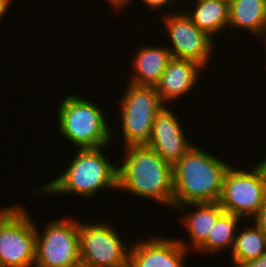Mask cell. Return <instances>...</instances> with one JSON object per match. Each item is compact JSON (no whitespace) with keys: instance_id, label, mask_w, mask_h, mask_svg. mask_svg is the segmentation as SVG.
<instances>
[{"instance_id":"ba28073f","label":"cell","mask_w":266,"mask_h":267,"mask_svg":"<svg viewBox=\"0 0 266 267\" xmlns=\"http://www.w3.org/2000/svg\"><path fill=\"white\" fill-rule=\"evenodd\" d=\"M266 201V183L256 167L249 170L229 166L223 178L220 206L225 212L253 219Z\"/></svg>"},{"instance_id":"484cf974","label":"cell","mask_w":266,"mask_h":267,"mask_svg":"<svg viewBox=\"0 0 266 267\" xmlns=\"http://www.w3.org/2000/svg\"><path fill=\"white\" fill-rule=\"evenodd\" d=\"M116 267H136L134 262L128 257L124 262L118 264Z\"/></svg>"},{"instance_id":"30bf717a","label":"cell","mask_w":266,"mask_h":267,"mask_svg":"<svg viewBox=\"0 0 266 267\" xmlns=\"http://www.w3.org/2000/svg\"><path fill=\"white\" fill-rule=\"evenodd\" d=\"M176 11V12H175ZM172 13V14H171ZM164 14V35L168 32L171 48L167 47L172 58L192 60L205 69L215 51L213 38L199 29L183 11ZM167 31V32H166Z\"/></svg>"},{"instance_id":"4fadbf2b","label":"cell","mask_w":266,"mask_h":267,"mask_svg":"<svg viewBox=\"0 0 266 267\" xmlns=\"http://www.w3.org/2000/svg\"><path fill=\"white\" fill-rule=\"evenodd\" d=\"M202 69L204 67L195 61L172 58L155 86L162 103L167 105L189 94L197 84Z\"/></svg>"},{"instance_id":"44dd1931","label":"cell","mask_w":266,"mask_h":267,"mask_svg":"<svg viewBox=\"0 0 266 267\" xmlns=\"http://www.w3.org/2000/svg\"><path fill=\"white\" fill-rule=\"evenodd\" d=\"M253 218V222L266 234V201Z\"/></svg>"},{"instance_id":"603a6c76","label":"cell","mask_w":266,"mask_h":267,"mask_svg":"<svg viewBox=\"0 0 266 267\" xmlns=\"http://www.w3.org/2000/svg\"><path fill=\"white\" fill-rule=\"evenodd\" d=\"M107 1L110 5H112V8L120 12L122 10V7L125 8L126 6H128L126 4L130 3V1L132 0H107Z\"/></svg>"},{"instance_id":"5bb4252c","label":"cell","mask_w":266,"mask_h":267,"mask_svg":"<svg viewBox=\"0 0 266 267\" xmlns=\"http://www.w3.org/2000/svg\"><path fill=\"white\" fill-rule=\"evenodd\" d=\"M130 64L132 70L128 83L138 86H156L164 73L168 62L172 59L167 47L139 46Z\"/></svg>"},{"instance_id":"7c38bea8","label":"cell","mask_w":266,"mask_h":267,"mask_svg":"<svg viewBox=\"0 0 266 267\" xmlns=\"http://www.w3.org/2000/svg\"><path fill=\"white\" fill-rule=\"evenodd\" d=\"M184 243L179 238L152 235L146 241L133 242L129 257L136 267H186L185 256L190 246Z\"/></svg>"},{"instance_id":"277c9868","label":"cell","mask_w":266,"mask_h":267,"mask_svg":"<svg viewBox=\"0 0 266 267\" xmlns=\"http://www.w3.org/2000/svg\"><path fill=\"white\" fill-rule=\"evenodd\" d=\"M64 98L57 116L60 135L77 148L109 146L113 132L101 106L74 94Z\"/></svg>"},{"instance_id":"e0dca14e","label":"cell","mask_w":266,"mask_h":267,"mask_svg":"<svg viewBox=\"0 0 266 267\" xmlns=\"http://www.w3.org/2000/svg\"><path fill=\"white\" fill-rule=\"evenodd\" d=\"M196 1V2H195ZM196 3L193 10L186 15L201 30L208 33L212 38L228 28L229 4L223 0H194Z\"/></svg>"},{"instance_id":"ac0fdd59","label":"cell","mask_w":266,"mask_h":267,"mask_svg":"<svg viewBox=\"0 0 266 267\" xmlns=\"http://www.w3.org/2000/svg\"><path fill=\"white\" fill-rule=\"evenodd\" d=\"M265 251L266 234L256 224L245 229L239 228L234 247L230 252L232 264L234 267H240L245 262L257 259Z\"/></svg>"},{"instance_id":"d6986e66","label":"cell","mask_w":266,"mask_h":267,"mask_svg":"<svg viewBox=\"0 0 266 267\" xmlns=\"http://www.w3.org/2000/svg\"><path fill=\"white\" fill-rule=\"evenodd\" d=\"M241 217L224 212L216 221L207 240L197 249L202 253H216L222 249H233ZM240 221V222H239ZM238 225V226H237ZM229 247V248H228Z\"/></svg>"},{"instance_id":"52a82bcc","label":"cell","mask_w":266,"mask_h":267,"mask_svg":"<svg viewBox=\"0 0 266 267\" xmlns=\"http://www.w3.org/2000/svg\"><path fill=\"white\" fill-rule=\"evenodd\" d=\"M35 226L34 267H81L77 220H51L46 224L43 233L39 232L38 225Z\"/></svg>"},{"instance_id":"9c48e42d","label":"cell","mask_w":266,"mask_h":267,"mask_svg":"<svg viewBox=\"0 0 266 267\" xmlns=\"http://www.w3.org/2000/svg\"><path fill=\"white\" fill-rule=\"evenodd\" d=\"M105 224V225H104ZM115 228L106 222H79L81 267H116L129 257L130 245L123 244Z\"/></svg>"},{"instance_id":"8fae6325","label":"cell","mask_w":266,"mask_h":267,"mask_svg":"<svg viewBox=\"0 0 266 267\" xmlns=\"http://www.w3.org/2000/svg\"><path fill=\"white\" fill-rule=\"evenodd\" d=\"M177 117L170 107L165 105L156 115L151 137L146 145L171 166L193 146Z\"/></svg>"},{"instance_id":"9a60e30c","label":"cell","mask_w":266,"mask_h":267,"mask_svg":"<svg viewBox=\"0 0 266 267\" xmlns=\"http://www.w3.org/2000/svg\"><path fill=\"white\" fill-rule=\"evenodd\" d=\"M196 206V210L188 213L182 217L185 230L190 236L191 250L197 249L207 240V237L215 225L217 219L225 212L220 206L219 202L212 203H189L176 207L183 211V207Z\"/></svg>"},{"instance_id":"4316f807","label":"cell","mask_w":266,"mask_h":267,"mask_svg":"<svg viewBox=\"0 0 266 267\" xmlns=\"http://www.w3.org/2000/svg\"><path fill=\"white\" fill-rule=\"evenodd\" d=\"M223 1H225L227 4H231V3H233L235 0H223Z\"/></svg>"},{"instance_id":"6da1fadb","label":"cell","mask_w":266,"mask_h":267,"mask_svg":"<svg viewBox=\"0 0 266 267\" xmlns=\"http://www.w3.org/2000/svg\"><path fill=\"white\" fill-rule=\"evenodd\" d=\"M230 162L195 144L173 165V205L219 202Z\"/></svg>"},{"instance_id":"2e32d148","label":"cell","mask_w":266,"mask_h":267,"mask_svg":"<svg viewBox=\"0 0 266 267\" xmlns=\"http://www.w3.org/2000/svg\"><path fill=\"white\" fill-rule=\"evenodd\" d=\"M228 27L248 30L266 40V0H235L229 5Z\"/></svg>"},{"instance_id":"ffe728a7","label":"cell","mask_w":266,"mask_h":267,"mask_svg":"<svg viewBox=\"0 0 266 267\" xmlns=\"http://www.w3.org/2000/svg\"><path fill=\"white\" fill-rule=\"evenodd\" d=\"M145 5L149 6L150 10H161L160 8L173 6L177 0H140Z\"/></svg>"},{"instance_id":"3957f363","label":"cell","mask_w":266,"mask_h":267,"mask_svg":"<svg viewBox=\"0 0 266 267\" xmlns=\"http://www.w3.org/2000/svg\"><path fill=\"white\" fill-rule=\"evenodd\" d=\"M103 148L107 146L78 148L67 170L35 190L42 196L72 193L83 199L93 198L101 189L117 190V165L106 158Z\"/></svg>"},{"instance_id":"7402d4cb","label":"cell","mask_w":266,"mask_h":267,"mask_svg":"<svg viewBox=\"0 0 266 267\" xmlns=\"http://www.w3.org/2000/svg\"><path fill=\"white\" fill-rule=\"evenodd\" d=\"M240 267H266V251L257 259L245 262Z\"/></svg>"},{"instance_id":"d4e9b609","label":"cell","mask_w":266,"mask_h":267,"mask_svg":"<svg viewBox=\"0 0 266 267\" xmlns=\"http://www.w3.org/2000/svg\"><path fill=\"white\" fill-rule=\"evenodd\" d=\"M10 3L8 0H0V20H2L3 16L7 14L6 12L10 8Z\"/></svg>"},{"instance_id":"5b68a950","label":"cell","mask_w":266,"mask_h":267,"mask_svg":"<svg viewBox=\"0 0 266 267\" xmlns=\"http://www.w3.org/2000/svg\"><path fill=\"white\" fill-rule=\"evenodd\" d=\"M127 85L119 101L124 146L147 145L156 115L165 105L155 86Z\"/></svg>"},{"instance_id":"cb8c5ba5","label":"cell","mask_w":266,"mask_h":267,"mask_svg":"<svg viewBox=\"0 0 266 267\" xmlns=\"http://www.w3.org/2000/svg\"><path fill=\"white\" fill-rule=\"evenodd\" d=\"M255 167L258 169L261 178L264 180V182L266 183V159L260 161L257 164H254Z\"/></svg>"},{"instance_id":"8992f818","label":"cell","mask_w":266,"mask_h":267,"mask_svg":"<svg viewBox=\"0 0 266 267\" xmlns=\"http://www.w3.org/2000/svg\"><path fill=\"white\" fill-rule=\"evenodd\" d=\"M28 212L22 205L0 209V267H34L36 226Z\"/></svg>"},{"instance_id":"7a4b0ae2","label":"cell","mask_w":266,"mask_h":267,"mask_svg":"<svg viewBox=\"0 0 266 267\" xmlns=\"http://www.w3.org/2000/svg\"><path fill=\"white\" fill-rule=\"evenodd\" d=\"M117 189L172 207L173 166L146 145L125 147Z\"/></svg>"}]
</instances>
